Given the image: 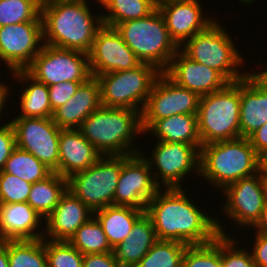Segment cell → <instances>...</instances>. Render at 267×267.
Segmentation results:
<instances>
[{
	"label": "cell",
	"mask_w": 267,
	"mask_h": 267,
	"mask_svg": "<svg viewBox=\"0 0 267 267\" xmlns=\"http://www.w3.org/2000/svg\"><path fill=\"white\" fill-rule=\"evenodd\" d=\"M2 125V126H1ZM0 125V171L3 170L6 160L16 147L15 132L10 122Z\"/></svg>",
	"instance_id": "cell-41"
},
{
	"label": "cell",
	"mask_w": 267,
	"mask_h": 267,
	"mask_svg": "<svg viewBox=\"0 0 267 267\" xmlns=\"http://www.w3.org/2000/svg\"><path fill=\"white\" fill-rule=\"evenodd\" d=\"M162 72L152 64L95 76L100 85L101 106L143 111L154 83Z\"/></svg>",
	"instance_id": "cell-8"
},
{
	"label": "cell",
	"mask_w": 267,
	"mask_h": 267,
	"mask_svg": "<svg viewBox=\"0 0 267 267\" xmlns=\"http://www.w3.org/2000/svg\"><path fill=\"white\" fill-rule=\"evenodd\" d=\"M0 267H9L8 240L0 241Z\"/></svg>",
	"instance_id": "cell-47"
},
{
	"label": "cell",
	"mask_w": 267,
	"mask_h": 267,
	"mask_svg": "<svg viewBox=\"0 0 267 267\" xmlns=\"http://www.w3.org/2000/svg\"><path fill=\"white\" fill-rule=\"evenodd\" d=\"M83 267H122L113 252L83 254Z\"/></svg>",
	"instance_id": "cell-42"
},
{
	"label": "cell",
	"mask_w": 267,
	"mask_h": 267,
	"mask_svg": "<svg viewBox=\"0 0 267 267\" xmlns=\"http://www.w3.org/2000/svg\"><path fill=\"white\" fill-rule=\"evenodd\" d=\"M68 1H83V0H42V3H57V2H68Z\"/></svg>",
	"instance_id": "cell-51"
},
{
	"label": "cell",
	"mask_w": 267,
	"mask_h": 267,
	"mask_svg": "<svg viewBox=\"0 0 267 267\" xmlns=\"http://www.w3.org/2000/svg\"><path fill=\"white\" fill-rule=\"evenodd\" d=\"M9 267H48L45 238L8 240Z\"/></svg>",
	"instance_id": "cell-32"
},
{
	"label": "cell",
	"mask_w": 267,
	"mask_h": 267,
	"mask_svg": "<svg viewBox=\"0 0 267 267\" xmlns=\"http://www.w3.org/2000/svg\"><path fill=\"white\" fill-rule=\"evenodd\" d=\"M42 0H0V27L41 20Z\"/></svg>",
	"instance_id": "cell-35"
},
{
	"label": "cell",
	"mask_w": 267,
	"mask_h": 267,
	"mask_svg": "<svg viewBox=\"0 0 267 267\" xmlns=\"http://www.w3.org/2000/svg\"><path fill=\"white\" fill-rule=\"evenodd\" d=\"M82 83L85 82L67 81L48 86L49 101L52 110H56L71 99Z\"/></svg>",
	"instance_id": "cell-40"
},
{
	"label": "cell",
	"mask_w": 267,
	"mask_h": 267,
	"mask_svg": "<svg viewBox=\"0 0 267 267\" xmlns=\"http://www.w3.org/2000/svg\"><path fill=\"white\" fill-rule=\"evenodd\" d=\"M258 173V155L248 138L209 143L200 149V177L223 191L228 185Z\"/></svg>",
	"instance_id": "cell-4"
},
{
	"label": "cell",
	"mask_w": 267,
	"mask_h": 267,
	"mask_svg": "<svg viewBox=\"0 0 267 267\" xmlns=\"http://www.w3.org/2000/svg\"><path fill=\"white\" fill-rule=\"evenodd\" d=\"M68 189V179L53 172L42 181L32 184L27 203L46 219Z\"/></svg>",
	"instance_id": "cell-29"
},
{
	"label": "cell",
	"mask_w": 267,
	"mask_h": 267,
	"mask_svg": "<svg viewBox=\"0 0 267 267\" xmlns=\"http://www.w3.org/2000/svg\"><path fill=\"white\" fill-rule=\"evenodd\" d=\"M145 213L142 209L130 206L109 205L94 211L112 248L130 234L134 223Z\"/></svg>",
	"instance_id": "cell-27"
},
{
	"label": "cell",
	"mask_w": 267,
	"mask_h": 267,
	"mask_svg": "<svg viewBox=\"0 0 267 267\" xmlns=\"http://www.w3.org/2000/svg\"><path fill=\"white\" fill-rule=\"evenodd\" d=\"M42 44V20L0 27V61L6 63L11 73L25 71L41 51Z\"/></svg>",
	"instance_id": "cell-14"
},
{
	"label": "cell",
	"mask_w": 267,
	"mask_h": 267,
	"mask_svg": "<svg viewBox=\"0 0 267 267\" xmlns=\"http://www.w3.org/2000/svg\"><path fill=\"white\" fill-rule=\"evenodd\" d=\"M238 1H240V0H238ZM253 1L254 0H241V2H243L244 4L245 3H248V5L250 4L251 5V3H253ZM256 1V0H255Z\"/></svg>",
	"instance_id": "cell-53"
},
{
	"label": "cell",
	"mask_w": 267,
	"mask_h": 267,
	"mask_svg": "<svg viewBox=\"0 0 267 267\" xmlns=\"http://www.w3.org/2000/svg\"><path fill=\"white\" fill-rule=\"evenodd\" d=\"M102 154L89 143L79 129H61L59 166L55 171L68 179L95 164Z\"/></svg>",
	"instance_id": "cell-21"
},
{
	"label": "cell",
	"mask_w": 267,
	"mask_h": 267,
	"mask_svg": "<svg viewBox=\"0 0 267 267\" xmlns=\"http://www.w3.org/2000/svg\"><path fill=\"white\" fill-rule=\"evenodd\" d=\"M237 241L230 236L221 235V263L222 267H256L250 250L238 248Z\"/></svg>",
	"instance_id": "cell-39"
},
{
	"label": "cell",
	"mask_w": 267,
	"mask_h": 267,
	"mask_svg": "<svg viewBox=\"0 0 267 267\" xmlns=\"http://www.w3.org/2000/svg\"><path fill=\"white\" fill-rule=\"evenodd\" d=\"M187 246L177 241L157 240L135 267H182Z\"/></svg>",
	"instance_id": "cell-34"
},
{
	"label": "cell",
	"mask_w": 267,
	"mask_h": 267,
	"mask_svg": "<svg viewBox=\"0 0 267 267\" xmlns=\"http://www.w3.org/2000/svg\"><path fill=\"white\" fill-rule=\"evenodd\" d=\"M96 3L108 10L102 15V20L103 25L110 27L146 17L157 8L154 0H98Z\"/></svg>",
	"instance_id": "cell-30"
},
{
	"label": "cell",
	"mask_w": 267,
	"mask_h": 267,
	"mask_svg": "<svg viewBox=\"0 0 267 267\" xmlns=\"http://www.w3.org/2000/svg\"><path fill=\"white\" fill-rule=\"evenodd\" d=\"M10 85H6L4 82L2 83L0 81V116L2 117L1 114H3L4 112L3 109L5 107V103L7 102L6 100H8V96L9 93L11 91V88L9 87ZM1 120V118H0Z\"/></svg>",
	"instance_id": "cell-46"
},
{
	"label": "cell",
	"mask_w": 267,
	"mask_h": 267,
	"mask_svg": "<svg viewBox=\"0 0 267 267\" xmlns=\"http://www.w3.org/2000/svg\"><path fill=\"white\" fill-rule=\"evenodd\" d=\"M68 242L82 254L113 252V248L95 216L80 226Z\"/></svg>",
	"instance_id": "cell-33"
},
{
	"label": "cell",
	"mask_w": 267,
	"mask_h": 267,
	"mask_svg": "<svg viewBox=\"0 0 267 267\" xmlns=\"http://www.w3.org/2000/svg\"><path fill=\"white\" fill-rule=\"evenodd\" d=\"M79 130L102 156H131L141 151L133 146L138 134L143 133L141 113L137 110L100 106L82 122Z\"/></svg>",
	"instance_id": "cell-3"
},
{
	"label": "cell",
	"mask_w": 267,
	"mask_h": 267,
	"mask_svg": "<svg viewBox=\"0 0 267 267\" xmlns=\"http://www.w3.org/2000/svg\"><path fill=\"white\" fill-rule=\"evenodd\" d=\"M87 4V0L41 3L43 43L88 54L103 20Z\"/></svg>",
	"instance_id": "cell-2"
},
{
	"label": "cell",
	"mask_w": 267,
	"mask_h": 267,
	"mask_svg": "<svg viewBox=\"0 0 267 267\" xmlns=\"http://www.w3.org/2000/svg\"><path fill=\"white\" fill-rule=\"evenodd\" d=\"M197 117L202 146L240 138V80L200 97Z\"/></svg>",
	"instance_id": "cell-7"
},
{
	"label": "cell",
	"mask_w": 267,
	"mask_h": 267,
	"mask_svg": "<svg viewBox=\"0 0 267 267\" xmlns=\"http://www.w3.org/2000/svg\"><path fill=\"white\" fill-rule=\"evenodd\" d=\"M156 142L150 158H146L143 151L139 153L149 163L154 181L160 188H183L184 177L187 178L193 171L196 176L200 175L202 145Z\"/></svg>",
	"instance_id": "cell-10"
},
{
	"label": "cell",
	"mask_w": 267,
	"mask_h": 267,
	"mask_svg": "<svg viewBox=\"0 0 267 267\" xmlns=\"http://www.w3.org/2000/svg\"><path fill=\"white\" fill-rule=\"evenodd\" d=\"M251 255L256 267H267V236L256 233Z\"/></svg>",
	"instance_id": "cell-43"
},
{
	"label": "cell",
	"mask_w": 267,
	"mask_h": 267,
	"mask_svg": "<svg viewBox=\"0 0 267 267\" xmlns=\"http://www.w3.org/2000/svg\"><path fill=\"white\" fill-rule=\"evenodd\" d=\"M253 227L255 230V232L253 233H259L261 235L267 236V202L264 205L259 220Z\"/></svg>",
	"instance_id": "cell-45"
},
{
	"label": "cell",
	"mask_w": 267,
	"mask_h": 267,
	"mask_svg": "<svg viewBox=\"0 0 267 267\" xmlns=\"http://www.w3.org/2000/svg\"><path fill=\"white\" fill-rule=\"evenodd\" d=\"M157 240L152 220L144 213L123 242L113 248L115 259L122 267H135Z\"/></svg>",
	"instance_id": "cell-25"
},
{
	"label": "cell",
	"mask_w": 267,
	"mask_h": 267,
	"mask_svg": "<svg viewBox=\"0 0 267 267\" xmlns=\"http://www.w3.org/2000/svg\"><path fill=\"white\" fill-rule=\"evenodd\" d=\"M200 97L177 85L162 72L153 85L143 111L141 128L145 131L158 119L177 114H198Z\"/></svg>",
	"instance_id": "cell-12"
},
{
	"label": "cell",
	"mask_w": 267,
	"mask_h": 267,
	"mask_svg": "<svg viewBox=\"0 0 267 267\" xmlns=\"http://www.w3.org/2000/svg\"><path fill=\"white\" fill-rule=\"evenodd\" d=\"M164 73L177 85L187 88L199 97L219 91L229 83L219 72L197 63L180 49Z\"/></svg>",
	"instance_id": "cell-18"
},
{
	"label": "cell",
	"mask_w": 267,
	"mask_h": 267,
	"mask_svg": "<svg viewBox=\"0 0 267 267\" xmlns=\"http://www.w3.org/2000/svg\"><path fill=\"white\" fill-rule=\"evenodd\" d=\"M32 184L0 171V203L27 202Z\"/></svg>",
	"instance_id": "cell-38"
},
{
	"label": "cell",
	"mask_w": 267,
	"mask_h": 267,
	"mask_svg": "<svg viewBox=\"0 0 267 267\" xmlns=\"http://www.w3.org/2000/svg\"><path fill=\"white\" fill-rule=\"evenodd\" d=\"M157 141L201 145L197 114H177L156 120L146 131Z\"/></svg>",
	"instance_id": "cell-26"
},
{
	"label": "cell",
	"mask_w": 267,
	"mask_h": 267,
	"mask_svg": "<svg viewBox=\"0 0 267 267\" xmlns=\"http://www.w3.org/2000/svg\"><path fill=\"white\" fill-rule=\"evenodd\" d=\"M216 20L205 30L185 41L179 49L187 57L216 70L229 83H233L248 74V70L244 73L239 70L246 62L229 33Z\"/></svg>",
	"instance_id": "cell-6"
},
{
	"label": "cell",
	"mask_w": 267,
	"mask_h": 267,
	"mask_svg": "<svg viewBox=\"0 0 267 267\" xmlns=\"http://www.w3.org/2000/svg\"><path fill=\"white\" fill-rule=\"evenodd\" d=\"M94 212L69 189L61 196L53 212L44 219V236L52 241H68Z\"/></svg>",
	"instance_id": "cell-20"
},
{
	"label": "cell",
	"mask_w": 267,
	"mask_h": 267,
	"mask_svg": "<svg viewBox=\"0 0 267 267\" xmlns=\"http://www.w3.org/2000/svg\"><path fill=\"white\" fill-rule=\"evenodd\" d=\"M199 208L186 196L184 189L160 188L147 203L145 213L152 220L158 240L203 245L219 235H230L218 218Z\"/></svg>",
	"instance_id": "cell-1"
},
{
	"label": "cell",
	"mask_w": 267,
	"mask_h": 267,
	"mask_svg": "<svg viewBox=\"0 0 267 267\" xmlns=\"http://www.w3.org/2000/svg\"><path fill=\"white\" fill-rule=\"evenodd\" d=\"M267 122V86L251 71L240 80V137L248 138Z\"/></svg>",
	"instance_id": "cell-23"
},
{
	"label": "cell",
	"mask_w": 267,
	"mask_h": 267,
	"mask_svg": "<svg viewBox=\"0 0 267 267\" xmlns=\"http://www.w3.org/2000/svg\"><path fill=\"white\" fill-rule=\"evenodd\" d=\"M5 173L18 176L31 184L42 181L53 173L33 154L15 147L6 160L3 170Z\"/></svg>",
	"instance_id": "cell-31"
},
{
	"label": "cell",
	"mask_w": 267,
	"mask_h": 267,
	"mask_svg": "<svg viewBox=\"0 0 267 267\" xmlns=\"http://www.w3.org/2000/svg\"><path fill=\"white\" fill-rule=\"evenodd\" d=\"M178 1H185V0H154L155 5L158 7L160 5L169 3V2H178Z\"/></svg>",
	"instance_id": "cell-50"
},
{
	"label": "cell",
	"mask_w": 267,
	"mask_h": 267,
	"mask_svg": "<svg viewBox=\"0 0 267 267\" xmlns=\"http://www.w3.org/2000/svg\"><path fill=\"white\" fill-rule=\"evenodd\" d=\"M114 28L142 63L152 64L161 72L179 50L158 8L146 17L119 23Z\"/></svg>",
	"instance_id": "cell-5"
},
{
	"label": "cell",
	"mask_w": 267,
	"mask_h": 267,
	"mask_svg": "<svg viewBox=\"0 0 267 267\" xmlns=\"http://www.w3.org/2000/svg\"><path fill=\"white\" fill-rule=\"evenodd\" d=\"M258 173L267 178V150L258 155Z\"/></svg>",
	"instance_id": "cell-48"
},
{
	"label": "cell",
	"mask_w": 267,
	"mask_h": 267,
	"mask_svg": "<svg viewBox=\"0 0 267 267\" xmlns=\"http://www.w3.org/2000/svg\"><path fill=\"white\" fill-rule=\"evenodd\" d=\"M16 147L33 154L55 172L59 166L60 128L52 118L14 117L10 120Z\"/></svg>",
	"instance_id": "cell-13"
},
{
	"label": "cell",
	"mask_w": 267,
	"mask_h": 267,
	"mask_svg": "<svg viewBox=\"0 0 267 267\" xmlns=\"http://www.w3.org/2000/svg\"><path fill=\"white\" fill-rule=\"evenodd\" d=\"M159 189L149 163L140 153L121 155V172L113 205L130 206L145 211L147 203Z\"/></svg>",
	"instance_id": "cell-15"
},
{
	"label": "cell",
	"mask_w": 267,
	"mask_h": 267,
	"mask_svg": "<svg viewBox=\"0 0 267 267\" xmlns=\"http://www.w3.org/2000/svg\"><path fill=\"white\" fill-rule=\"evenodd\" d=\"M10 75L26 86L19 95L21 111L16 117L52 118L54 111L49 101L48 86L36 81L26 71H15Z\"/></svg>",
	"instance_id": "cell-28"
},
{
	"label": "cell",
	"mask_w": 267,
	"mask_h": 267,
	"mask_svg": "<svg viewBox=\"0 0 267 267\" xmlns=\"http://www.w3.org/2000/svg\"><path fill=\"white\" fill-rule=\"evenodd\" d=\"M260 72L253 71V74L263 83L267 86V66H265V69L262 68Z\"/></svg>",
	"instance_id": "cell-49"
},
{
	"label": "cell",
	"mask_w": 267,
	"mask_h": 267,
	"mask_svg": "<svg viewBox=\"0 0 267 267\" xmlns=\"http://www.w3.org/2000/svg\"><path fill=\"white\" fill-rule=\"evenodd\" d=\"M182 267H222L221 235L203 245H188L182 258Z\"/></svg>",
	"instance_id": "cell-36"
},
{
	"label": "cell",
	"mask_w": 267,
	"mask_h": 267,
	"mask_svg": "<svg viewBox=\"0 0 267 267\" xmlns=\"http://www.w3.org/2000/svg\"><path fill=\"white\" fill-rule=\"evenodd\" d=\"M42 219L27 202L0 203V241L43 239Z\"/></svg>",
	"instance_id": "cell-22"
},
{
	"label": "cell",
	"mask_w": 267,
	"mask_h": 267,
	"mask_svg": "<svg viewBox=\"0 0 267 267\" xmlns=\"http://www.w3.org/2000/svg\"><path fill=\"white\" fill-rule=\"evenodd\" d=\"M257 155L267 150V122L248 137Z\"/></svg>",
	"instance_id": "cell-44"
},
{
	"label": "cell",
	"mask_w": 267,
	"mask_h": 267,
	"mask_svg": "<svg viewBox=\"0 0 267 267\" xmlns=\"http://www.w3.org/2000/svg\"><path fill=\"white\" fill-rule=\"evenodd\" d=\"M88 59L93 77L108 72L131 70L142 63L116 29L106 25L97 31Z\"/></svg>",
	"instance_id": "cell-17"
},
{
	"label": "cell",
	"mask_w": 267,
	"mask_h": 267,
	"mask_svg": "<svg viewBox=\"0 0 267 267\" xmlns=\"http://www.w3.org/2000/svg\"><path fill=\"white\" fill-rule=\"evenodd\" d=\"M48 267H83V254L68 241H52L45 238Z\"/></svg>",
	"instance_id": "cell-37"
},
{
	"label": "cell",
	"mask_w": 267,
	"mask_h": 267,
	"mask_svg": "<svg viewBox=\"0 0 267 267\" xmlns=\"http://www.w3.org/2000/svg\"><path fill=\"white\" fill-rule=\"evenodd\" d=\"M199 0L169 2L158 6L171 38L180 47L198 32L205 30L215 21L211 16L204 17Z\"/></svg>",
	"instance_id": "cell-19"
},
{
	"label": "cell",
	"mask_w": 267,
	"mask_h": 267,
	"mask_svg": "<svg viewBox=\"0 0 267 267\" xmlns=\"http://www.w3.org/2000/svg\"><path fill=\"white\" fill-rule=\"evenodd\" d=\"M265 192H266V202H267V178H264Z\"/></svg>",
	"instance_id": "cell-52"
},
{
	"label": "cell",
	"mask_w": 267,
	"mask_h": 267,
	"mask_svg": "<svg viewBox=\"0 0 267 267\" xmlns=\"http://www.w3.org/2000/svg\"><path fill=\"white\" fill-rule=\"evenodd\" d=\"M100 106V85L92 76L79 86L71 99L54 110L52 119L60 129H79L82 122Z\"/></svg>",
	"instance_id": "cell-24"
},
{
	"label": "cell",
	"mask_w": 267,
	"mask_h": 267,
	"mask_svg": "<svg viewBox=\"0 0 267 267\" xmlns=\"http://www.w3.org/2000/svg\"><path fill=\"white\" fill-rule=\"evenodd\" d=\"M223 193L226 198L223 212L242 228L253 227L259 220L266 203L264 177L257 173L228 185Z\"/></svg>",
	"instance_id": "cell-16"
},
{
	"label": "cell",
	"mask_w": 267,
	"mask_h": 267,
	"mask_svg": "<svg viewBox=\"0 0 267 267\" xmlns=\"http://www.w3.org/2000/svg\"><path fill=\"white\" fill-rule=\"evenodd\" d=\"M121 172V155L102 156L95 164L68 178V189L93 212L113 205Z\"/></svg>",
	"instance_id": "cell-9"
},
{
	"label": "cell",
	"mask_w": 267,
	"mask_h": 267,
	"mask_svg": "<svg viewBox=\"0 0 267 267\" xmlns=\"http://www.w3.org/2000/svg\"><path fill=\"white\" fill-rule=\"evenodd\" d=\"M25 71L47 86L67 81L86 82L92 77L87 53L46 44Z\"/></svg>",
	"instance_id": "cell-11"
}]
</instances>
